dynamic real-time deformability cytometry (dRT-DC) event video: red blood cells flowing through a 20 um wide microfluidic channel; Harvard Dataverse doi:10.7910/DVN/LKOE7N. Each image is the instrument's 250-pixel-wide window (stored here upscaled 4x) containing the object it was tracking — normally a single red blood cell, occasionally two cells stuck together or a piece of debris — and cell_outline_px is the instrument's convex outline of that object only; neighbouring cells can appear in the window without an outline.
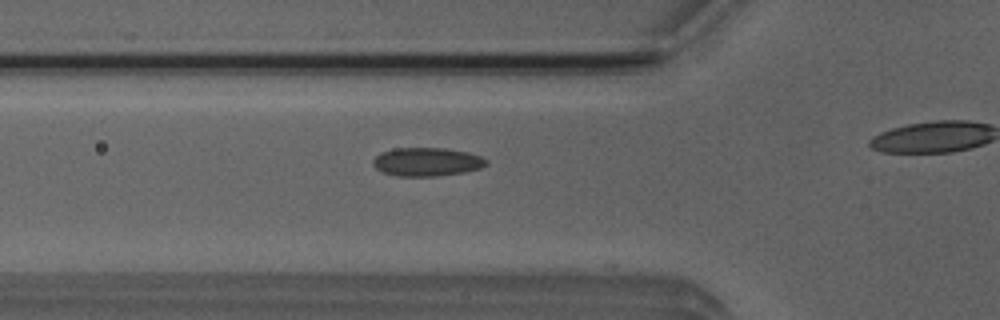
{"species": "Egyptian fruit bat (a non-hibernating species)", "species_latin": "Rousettus aegyptiacus", "temperature_condition": "room temperature", "stored_images_in_passage": 11, "camera_frame_rate_fps": 3000, "um_per_image_px": 0.085, "animal": {"sex": "male"}, "frame": {"image": 1, "passage_image": 9, "time_ms": 2.667, "image_size_px": [1000, 320], "cell_outline_px": [[488, 164], [480, 168], [464, 172], [436, 176], [396, 176], [384, 172], [376, 168], [372, 164], [372, 160], [380, 152], [396, 148], [444, 148], [468, 152], [480, 156], [488, 160]], "centroid_in_image_um": [36.28, 13.75], "position_along_channel_um": 89.5, "area_um2": 18.84}}